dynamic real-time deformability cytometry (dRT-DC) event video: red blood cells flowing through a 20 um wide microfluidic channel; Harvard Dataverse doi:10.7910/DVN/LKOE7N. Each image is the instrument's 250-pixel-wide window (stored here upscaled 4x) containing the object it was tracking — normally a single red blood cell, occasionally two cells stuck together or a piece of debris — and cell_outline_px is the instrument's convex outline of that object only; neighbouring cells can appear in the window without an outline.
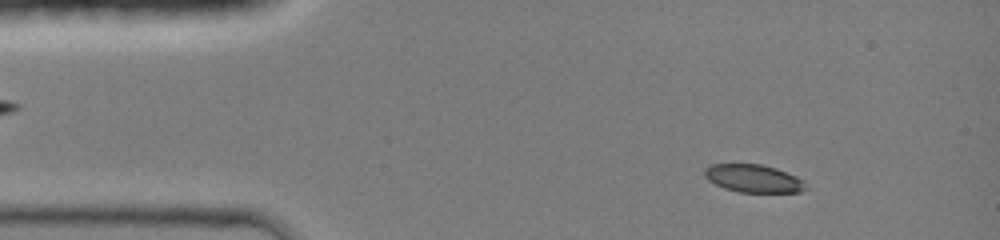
{"species": "common noctule bat (a hibernating species)", "species_latin": "Nyctalus noctula", "temperature_condition": "room temperature", "stored_images_in_passage": 6, "camera_frame_rate_fps": 3000, "um_per_image_px": 0.085, "animal": {"sex": "female", "body_mass_g": 19.0, "forearm_length_mm": 51.5}, "frame": {"image": 1, "passage_image": 2, "time_ms": 1.0, "image_size_px": [1000, 240], "cell_outline_px": [[808, 188], [800, 192], [740, 192], [724, 188], [708, 180], [704, 176], [704, 168], [712, 164], [760, 164], [776, 168], [796, 176], [804, 180]], "centroid_in_image_um": [64.05, 15.17], "position_along_channel_um": 20.9, "area_um2": 16.47}}
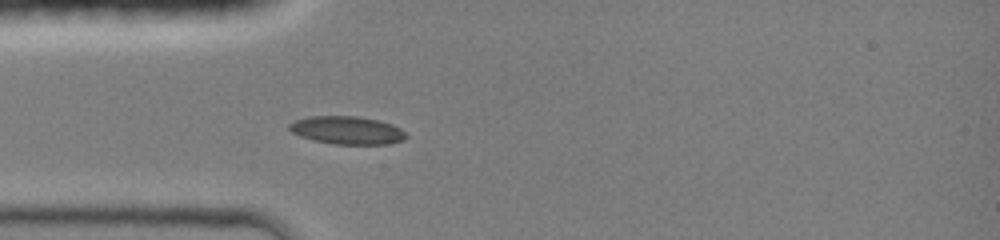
{"frame": {"image": 2, "passage_image": 6, "time_ms": 3.333, "image_size_px": [1000, 240], "cell_outline_px": [[408, 136], [404, 140], [388, 144], [332, 144], [312, 140], [300, 136], [292, 132], [288, 128], [288, 124], [296, 120], [308, 116], [356, 116], [376, 120], [392, 124], [400, 128]], "centroid_in_image_um": [29.49, 11.08], "position_along_channel_um": 55.5, "area_um2": 19.07}}